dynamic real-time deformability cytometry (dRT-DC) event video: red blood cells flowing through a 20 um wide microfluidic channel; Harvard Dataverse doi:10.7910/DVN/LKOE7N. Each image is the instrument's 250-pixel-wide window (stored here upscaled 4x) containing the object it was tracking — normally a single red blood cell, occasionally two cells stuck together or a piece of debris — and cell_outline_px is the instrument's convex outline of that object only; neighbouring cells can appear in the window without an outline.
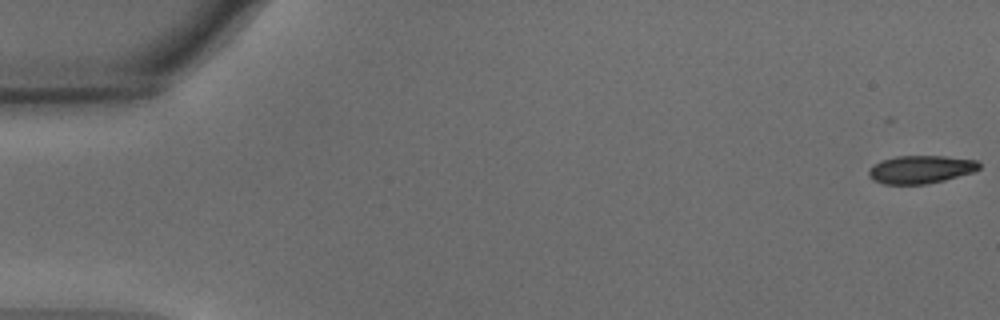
{"species": "common noctule bat (a hibernating species)", "species_latin": "Nyctalus noctula", "temperature_condition": "warm", "stored_images_in_passage": 55, "camera_frame_rate_fps": 3000, "um_per_image_px": 0.085, "animal": {"sex": "male", "body_mass_g": 15.6}, "frame": {"image": 1, "passage_image": 1, "time_ms": 0.0, "image_size_px": [1000, 320], "cell_outline_px": [[980, 168], [972, 172], [944, 180], [924, 184], [884, 184], [872, 180], [868, 176], [868, 168], [872, 164], [880, 160], [896, 156], [944, 156], [976, 160], [980, 164]], "centroid_in_image_um": [78.19, 14.39], "position_along_channel_um": 6.8, "area_um2": 18.09}}
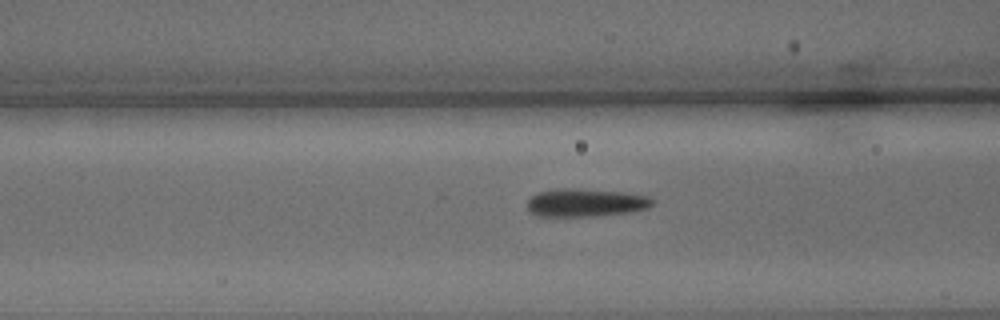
{"frame": {"image": 2, "passage_image": 22, "time_ms": 7.0, "image_size_px": [1000, 320], "cell_outline_px": [[656, 200], [648, 208], [632, 212], [596, 216], [536, 216], [528, 208], [528, 200], [536, 192], [560, 188], [564, 188], [628, 192], [648, 196]], "centroid_in_image_um": [49.82, 17.22], "position_along_channel_um": 116.8, "area_um2": 20.58}}
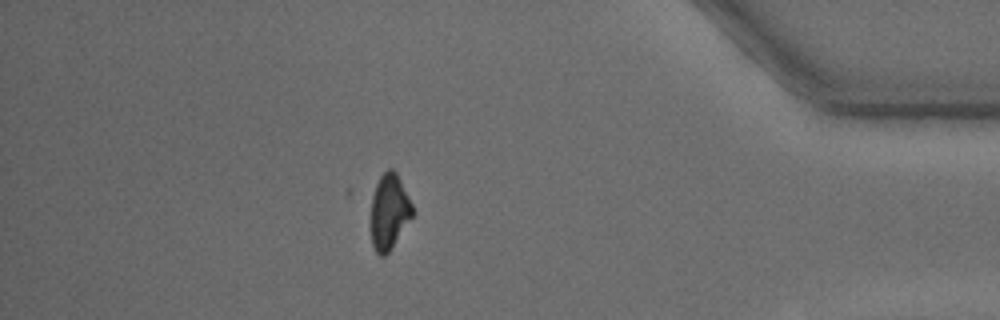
{"frame": {"image": 3, "passage_image": 48, "time_ms": 15.667, "image_size_px": [1000, 320], "cell_outline_px": [[416, 212], [388, 252], [384, 256], [380, 256], [376, 252], [372, 244], [372, 196], [376, 184], [380, 176], [388, 168], [392, 168], [396, 172]], "centroid_in_image_um": [33.1, 17.98], "position_along_channel_um": 402.1, "area_um2": 18.03}, "authors_computed_cell_mechanics": {"area_um2": 19.5942, "velocity_mm_per_s": 3.7401, "shape_relaxation_time_tau1_ms": 4.5225, "shape_relaxation_time_tau2_ms": 5.758, "deformation_change_tau1": 0.1615, "deformation_change_tau2": 0.1407}}